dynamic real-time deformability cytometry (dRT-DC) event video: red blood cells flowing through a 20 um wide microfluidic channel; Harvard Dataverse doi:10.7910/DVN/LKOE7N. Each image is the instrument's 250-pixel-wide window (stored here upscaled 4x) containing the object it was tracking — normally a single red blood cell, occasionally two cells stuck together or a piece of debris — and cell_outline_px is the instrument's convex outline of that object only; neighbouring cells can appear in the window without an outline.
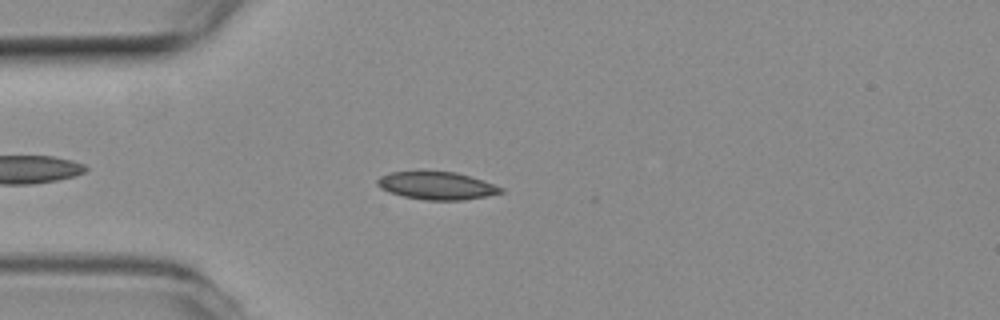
{"species": "common noctule bat (a hibernating species)", "species_latin": "Nyctalus noctula", "temperature_condition": "room temperature", "stored_images_in_passage": 40, "camera_frame_rate_fps": 3000, "um_per_image_px": 0.085, "animal": {"sex": "female", "body_mass_g": 19.3, "forearm_length_mm": 54.1}, "frame": {"image": 1, "passage_image": 8, "time_ms": 2.333, "image_size_px": [1000, 320], "cell_outline_px": [[504, 192], [464, 200], [424, 200], [404, 196], [388, 192], [380, 188], [376, 184], [376, 180], [380, 176], [392, 172], [420, 168], [424, 168], [456, 172], [504, 188]], "centroid_in_image_um": [37.03, 15.73], "position_along_channel_um": 48.0, "area_um2": 20.63}}
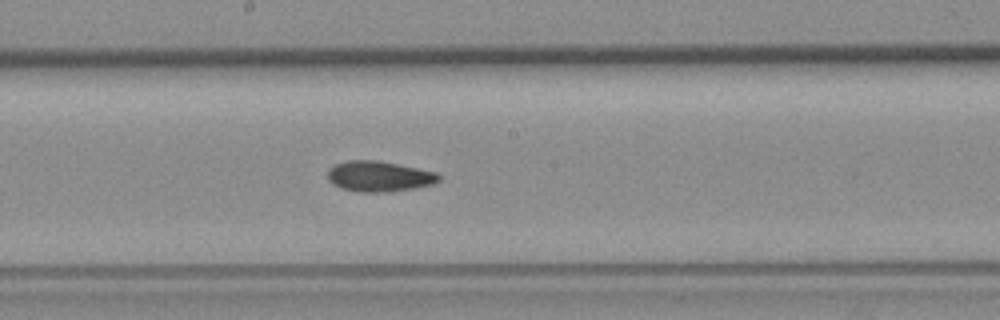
{"frame": {"image": 2, "passage_image": 22, "time_ms": 7.0, "image_size_px": [1000, 320], "cell_outline_px": [[440, 180], [432, 184], [416, 188], [388, 192], [360, 192], [340, 188], [332, 184], [328, 180], [328, 168], [336, 164], [348, 160], [376, 160], [436, 172], [440, 176]], "centroid_in_image_um": [32.19, 15.0], "position_along_channel_um": 216.0, "area_um2": 19.77}}
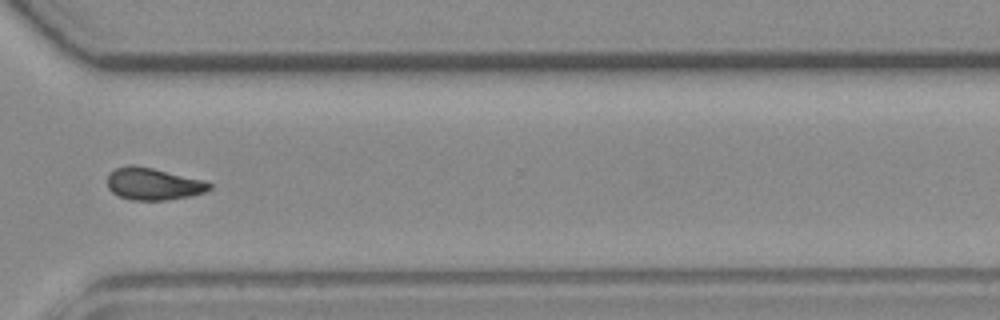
{"frame": {"image": 3, "passage_image": 33, "time_ms": 10.667, "image_size_px": [1000, 320], "cell_outline_px": [[212, 188], [204, 192], [188, 196], [164, 200], [132, 200], [120, 196], [112, 192], [108, 188], [108, 176], [116, 168], [128, 164], [132, 164], [152, 168], [204, 180], [212, 184]], "centroid_in_image_um": [13.03, 15.63], "position_along_channel_um": 357.6, "area_um2": 18.9}, "authors_computed_cell_mechanics": {"area_um2": 19.4497, "velocity_mm_per_s": 3.862, "shape_relaxation_time_tau1_ms": null, "shape_relaxation_time_tau2_ms": 4.2794, "deformation_change_tau1": null, "deformation_change_tau2": 0.0661}}